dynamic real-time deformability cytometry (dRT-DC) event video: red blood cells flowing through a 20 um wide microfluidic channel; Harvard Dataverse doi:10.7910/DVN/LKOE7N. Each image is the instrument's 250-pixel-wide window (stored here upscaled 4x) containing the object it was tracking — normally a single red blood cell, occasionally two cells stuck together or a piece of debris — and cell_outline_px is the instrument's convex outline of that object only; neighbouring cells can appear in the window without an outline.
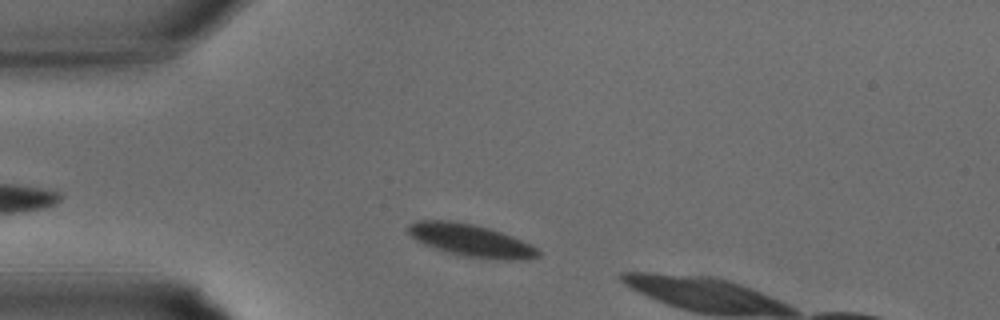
{"species": "common noctule bat (a hibernating species)", "species_latin": "Nyctalus noctula", "temperature_condition": "warm", "stored_images_in_passage": 3, "camera_frame_rate_fps": 3000, "um_per_image_px": 0.085, "animal": {"sex": "male", "body_mass_g": 15.6}, "frame": {"image": 1, "passage_image": 2, "time_ms": 0.333, "image_size_px": [1000, 320], "cell_outline_px": [[540, 256], [528, 260], [496, 260], [460, 256], [424, 244], [416, 240], [408, 232], [408, 224], [416, 220], [448, 220], [472, 224], [488, 228], [512, 236], [536, 248], [540, 252]], "centroid_in_image_um": [40.03, 20.45], "position_along_channel_um": 45.0, "area_um2": 24.51}}